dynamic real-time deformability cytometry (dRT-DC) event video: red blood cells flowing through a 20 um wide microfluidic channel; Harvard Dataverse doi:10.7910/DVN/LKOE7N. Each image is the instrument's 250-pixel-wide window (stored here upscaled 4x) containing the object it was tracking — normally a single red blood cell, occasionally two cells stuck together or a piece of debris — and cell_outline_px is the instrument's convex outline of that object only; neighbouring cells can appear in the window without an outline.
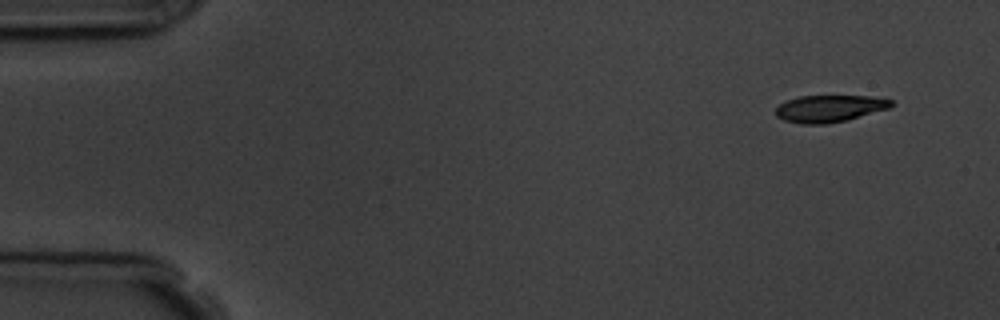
{"species": "common noctule bat (a hibernating species)", "species_latin": "Nyctalus noctula", "temperature_condition": "room temperature", "stored_images_in_passage": 5, "camera_frame_rate_fps": 3000, "um_per_image_px": 0.085, "animal": {"sex": "male", "body_mass_g": 19.5, "forearm_length_mm": 54.6}, "frame": {"image": 1, "passage_image": 1, "time_ms": 0.0, "image_size_px": [1000, 320], "cell_outline_px": [[892, 104], [888, 108], [848, 120], [828, 124], [800, 124], [784, 120], [776, 116], [776, 108], [780, 104], [788, 100], [800, 96], [868, 96], [892, 100]], "centroid_in_image_um": [70.47, 9.24], "position_along_channel_um": 14.5, "area_um2": 18.03}}
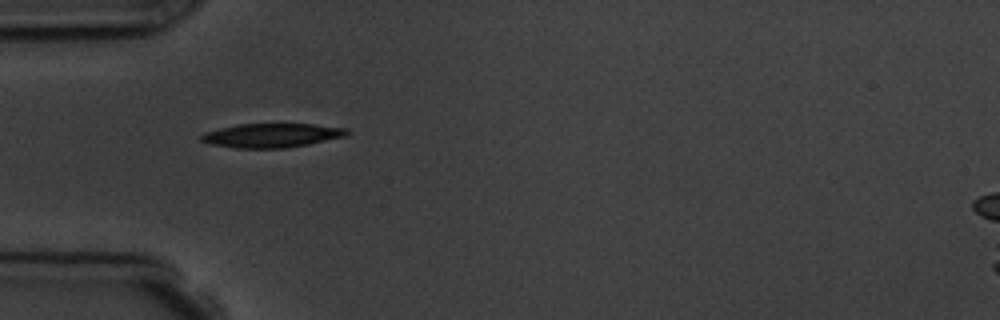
{"frame": {"image": 2, "passage_image": 4, "time_ms": 4.333, "image_size_px": [1000, 320], "cell_outline_px": [[348, 132], [344, 136], [308, 144], [288, 148], [236, 148], [212, 144], [200, 140], [200, 136], [204, 132], [236, 124], [312, 124], [348, 128]], "centroid_in_image_um": [23.07, 11.5], "position_along_channel_um": 61.9, "area_um2": 20.29}}